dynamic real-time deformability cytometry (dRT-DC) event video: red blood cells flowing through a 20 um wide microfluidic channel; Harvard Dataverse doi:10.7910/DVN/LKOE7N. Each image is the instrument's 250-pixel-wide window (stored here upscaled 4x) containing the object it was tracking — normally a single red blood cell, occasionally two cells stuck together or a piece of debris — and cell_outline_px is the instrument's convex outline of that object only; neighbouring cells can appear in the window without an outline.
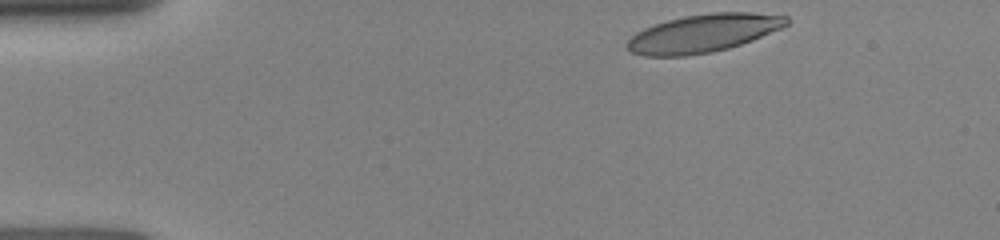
{"species": "human", "species_latin": "Homo sapiens", "temperature_condition": "room temperature", "stored_images_in_passage": 25, "camera_frame_rate_fps": 3000, "um_per_image_px": 0.085, "donor": {"sex": "female"}, "frame": {"image": 1, "passage_image": 1, "time_ms": 0.0, "image_size_px": [1000, 240], "cell_outline_px": [[788, 24], [780, 28], [752, 40], [728, 48], [712, 52], [684, 56], [644, 56], [628, 52], [624, 48], [624, 44], [636, 32], [644, 28], [668, 20], [684, 16], [712, 12], [752, 12], [788, 16]], "centroid_in_image_um": [59.72, 2.83], "position_along_channel_um": 25.3, "area_um2": 35.37}}
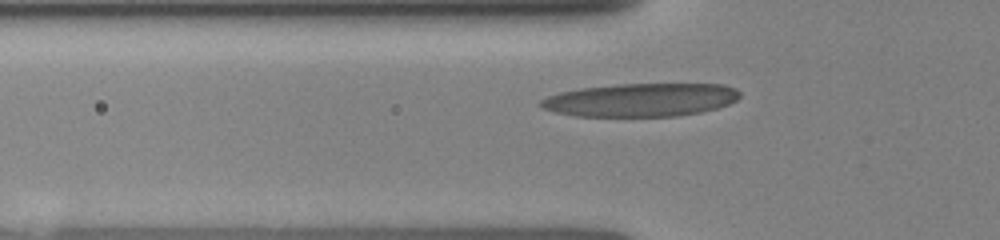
{"frame": {"image": 2, "passage_image": 16, "time_ms": 3.0, "image_size_px": [1000, 240], "cell_outline_px": [[740, 96], [736, 100], [728, 104], [716, 108], [700, 112], [676, 116], [576, 116], [556, 112], [544, 108], [536, 104], [540, 100], [548, 96], [560, 92], [580, 88], [620, 84], [724, 84], [736, 88], [740, 92]], "centroid_in_image_um": [54.47, 8.48], "position_along_channel_um": 71.3, "area_um2": 38.55}}
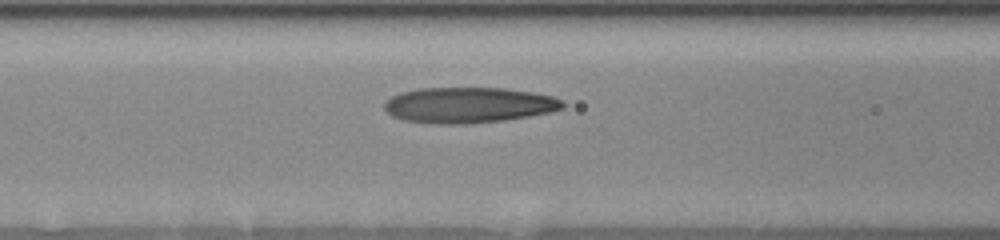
{"frame": {"image": 3, "passage_image": 24, "time_ms": 4.333, "image_size_px": [1000, 240], "cell_outline_px": [[564, 108], [548, 112], [528, 116], [504, 120], [460, 124], [432, 124], [404, 120], [392, 116], [384, 108], [384, 100], [400, 92], [416, 88], [508, 88], [532, 92], [552, 96], [564, 100]], "centroid_in_image_um": [39.8, 8.92], "position_along_channel_um": 126.8, "area_um2": 37.22}}